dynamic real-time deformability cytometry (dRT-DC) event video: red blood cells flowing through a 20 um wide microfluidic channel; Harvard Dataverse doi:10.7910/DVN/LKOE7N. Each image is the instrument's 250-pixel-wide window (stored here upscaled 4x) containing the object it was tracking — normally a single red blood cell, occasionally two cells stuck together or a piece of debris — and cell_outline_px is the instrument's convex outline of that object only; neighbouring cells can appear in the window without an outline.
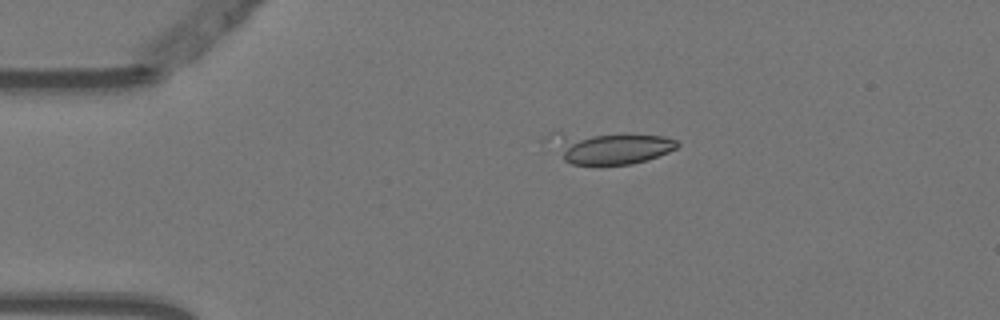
{"species": "Egyptian fruit bat (a non-hibernating species)", "species_latin": "Rousettus aegyptiacus", "temperature_condition": "warm", "stored_images_in_passage": 6, "camera_frame_rate_fps": 3000, "um_per_image_px": 0.085, "animal": {"sex": "female"}, "frame": {"image": 1, "passage_image": 2, "time_ms": 0.333, "image_size_px": [1000, 320], "cell_outline_px": [[680, 144], [676, 148], [668, 152], [648, 160], [632, 164], [596, 168], [572, 164], [564, 160], [548, 136], [552, 132], [560, 132], [664, 136], [676, 140]], "centroid_in_image_um": [51.83, 12.6], "position_along_channel_um": 33.2, "area_um2": 24.33}}
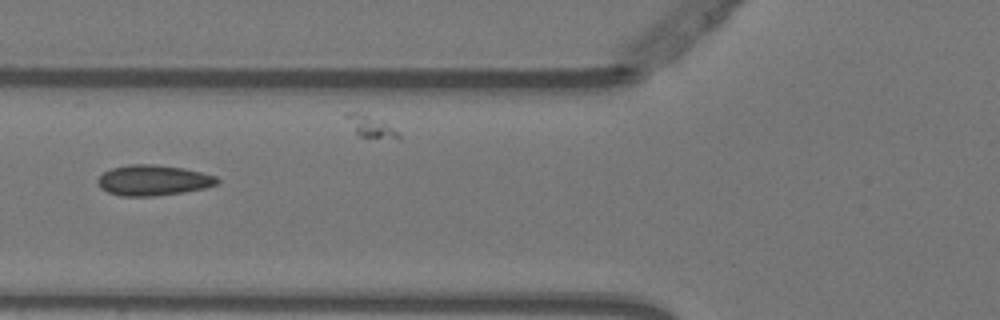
{"frame": {"image": 2, "passage_image": 5, "time_ms": 1.333, "image_size_px": [1000, 320], "cell_outline_px": [[220, 180], [216, 184], [204, 188], [184, 192], [156, 196], [120, 196], [108, 192], [100, 188], [96, 180], [104, 172], [112, 168], [128, 164], [152, 164], [184, 168], [216, 176]], "centroid_in_image_um": [13.0, 15.32], "position_along_channel_um": 112.8, "area_um2": 21.27}}